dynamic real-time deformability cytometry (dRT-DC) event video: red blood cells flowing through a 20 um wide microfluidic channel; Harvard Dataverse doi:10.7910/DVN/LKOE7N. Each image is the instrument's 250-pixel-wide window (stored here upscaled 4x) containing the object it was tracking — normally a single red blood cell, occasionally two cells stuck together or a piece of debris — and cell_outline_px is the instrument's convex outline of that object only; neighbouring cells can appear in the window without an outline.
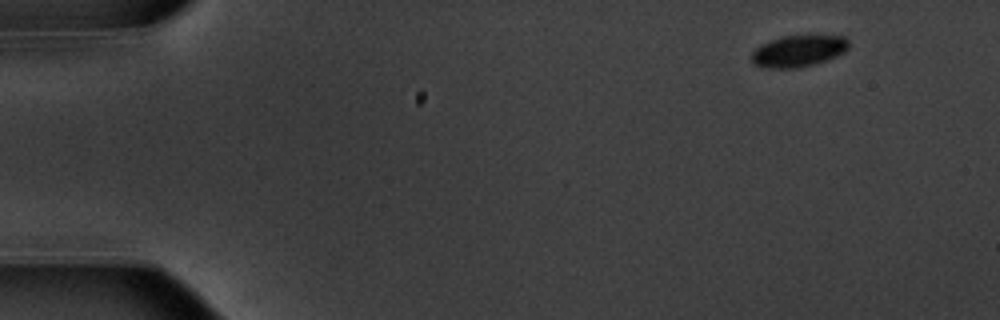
{"species": "common noctule bat (a hibernating species)", "species_latin": "Nyctalus noctula", "temperature_condition": "warm", "stored_images_in_passage": 50, "camera_frame_rate_fps": 3000, "um_per_image_px": 0.085, "animal": {"sex": "male", "body_mass_g": 20.1, "forearm_length_mm": 53.5}, "frame": {"image": 1, "passage_image": 1, "time_ms": 0.0, "image_size_px": [1000, 320], "cell_outline_px": [[848, 48], [844, 52], [836, 56], [812, 64], [796, 68], [768, 68], [752, 64], [752, 52], [760, 44], [784, 36], [844, 36], [848, 40]], "centroid_in_image_um": [67.84, 4.34], "position_along_channel_um": 17.2, "area_um2": 17.57}}
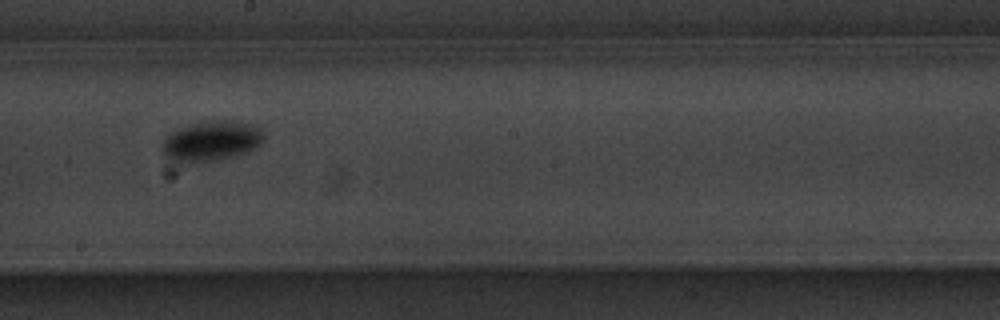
{"frame": {"image": 2, "passage_image": 27, "time_ms": 8.667, "image_size_px": [1000, 320], "cell_outline_px": [[264, 140], [256, 148], [248, 152], [236, 156], [216, 160], [188, 164], [168, 156], [160, 152], [160, 144], [164, 136], [180, 128], [196, 124], [260, 124], [264, 132]], "centroid_in_image_um": [17.97, 12.06], "position_along_channel_um": 230.2, "area_um2": 23.06}}
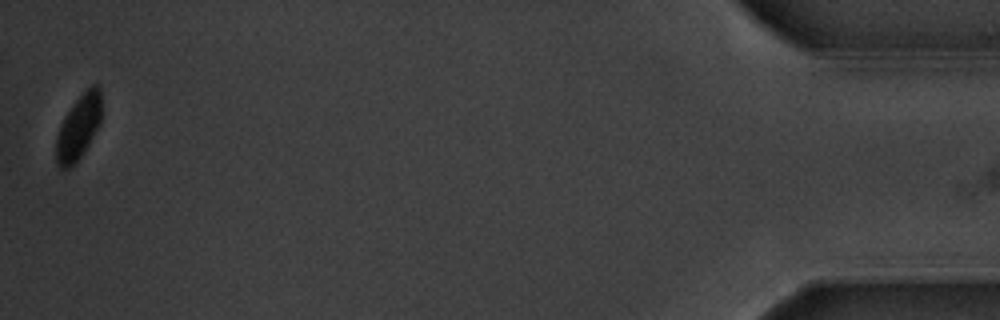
{"frame": {"image": 3, "passage_image": 50, "time_ms": 16.333, "image_size_px": [1000, 320], "cell_outline_px": [[100, 124], [88, 144], [80, 156], [68, 168], [60, 168], [56, 164], [56, 136], [60, 124], [64, 116], [76, 100], [92, 84], [96, 84], [100, 88]], "centroid_in_image_um": [6.65, 10.81], "position_along_channel_um": 428.6, "area_um2": 16.7}, "authors_computed_cell_mechanics": {"area_um2": 19.5653, "velocity_mm_per_s": 3.7244, "shape_relaxation_time_tau1_ms": 1.8774, "shape_relaxation_time_tau2_ms": null, "deformation_change_tau1": 0.0891, "deformation_change_tau2": null}}